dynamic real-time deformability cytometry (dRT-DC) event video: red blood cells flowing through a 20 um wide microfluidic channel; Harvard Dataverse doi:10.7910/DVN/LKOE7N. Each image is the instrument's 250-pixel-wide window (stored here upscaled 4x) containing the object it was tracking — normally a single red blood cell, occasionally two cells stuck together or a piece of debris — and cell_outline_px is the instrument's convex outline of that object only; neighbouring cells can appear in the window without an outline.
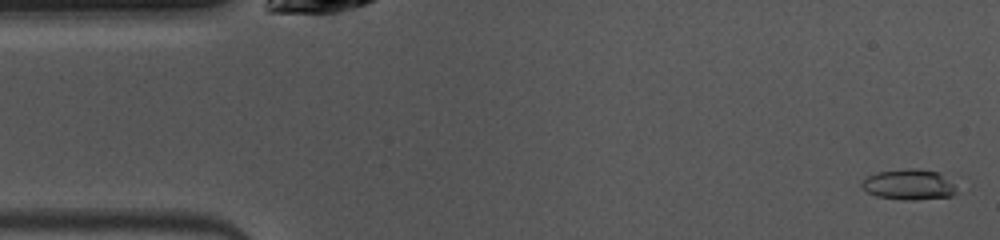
{"species": "common noctule bat (a hibernating species)", "species_latin": "Nyctalus noctula", "temperature_condition": "warm", "stored_images_in_passage": 48, "camera_frame_rate_fps": 3000, "um_per_image_px": 0.085, "animal": {"sex": "female", "body_mass_g": 10.0, "forearm_length_mm": 53.1}, "frame": {"image": 1, "passage_image": 1, "time_ms": 0.0, "image_size_px": [1000, 240], "cell_outline_px": [[960, 192], [952, 196], [912, 200], [904, 200], [876, 196], [868, 192], [860, 184], [868, 176], [876, 172], [908, 168], [920, 168], [936, 172], [952, 184]], "centroid_in_image_um": [77.25, 15.69], "position_along_channel_um": 7.8, "area_um2": 16.7}}
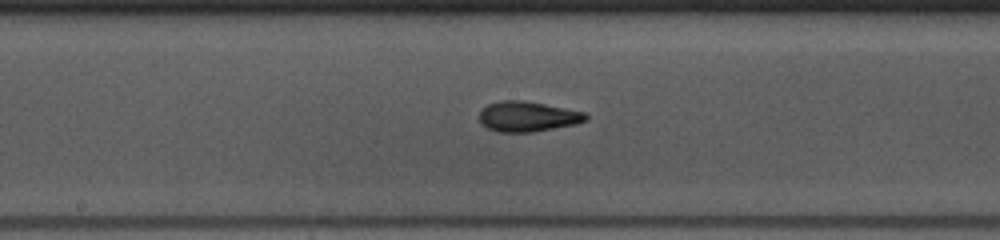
{"frame": {"image": 2, "passage_image": 23, "time_ms": 7.333, "image_size_px": [1000, 240], "cell_outline_px": [[588, 120], [576, 124], [532, 132], [496, 132], [480, 124], [480, 112], [488, 104], [504, 100], [524, 100], [584, 112], [588, 116]], "centroid_in_image_um": [44.84, 9.91], "position_along_channel_um": 203.4, "area_um2": 18.67}}
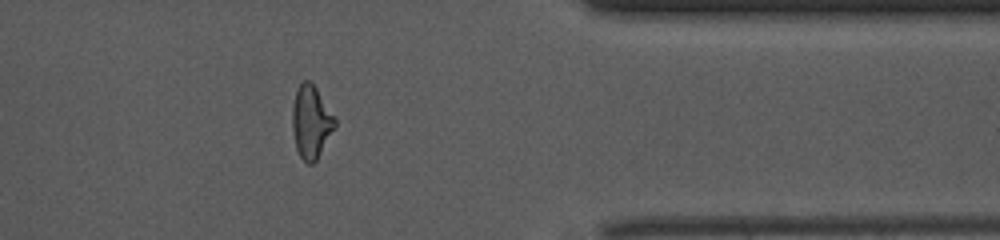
{"frame": {"image": 3, "passage_image": 38, "time_ms": 12.333, "image_size_px": [1000, 240], "cell_outline_px": [[336, 124], [316, 160], [312, 164], [308, 164], [300, 156], [296, 148], [292, 128], [292, 104], [296, 92], [300, 84], [304, 80], [308, 80], [316, 88], [336, 120]], "centroid_in_image_um": [26.41, 10.37], "position_along_channel_um": 385.0, "area_um2": 17.63}, "authors_computed_cell_mechanics": {"area_um2": 17.8891, "velocity_mm_per_s": 4.0187, "shape_relaxation_time_tau1_ms": 5.3877, "shape_relaxation_time_tau2_ms": 2.2733, "deformation_change_tau1": 0.2256, "deformation_change_tau2": 0.1033}}